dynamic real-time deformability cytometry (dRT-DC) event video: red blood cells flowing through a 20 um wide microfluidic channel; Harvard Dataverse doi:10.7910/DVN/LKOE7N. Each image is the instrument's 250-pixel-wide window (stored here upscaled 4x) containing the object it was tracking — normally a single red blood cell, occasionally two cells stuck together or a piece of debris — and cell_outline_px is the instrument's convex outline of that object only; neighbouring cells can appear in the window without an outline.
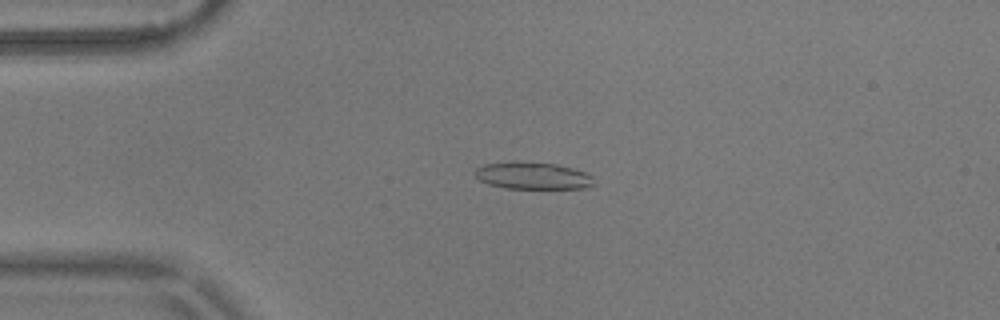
{"species": "common noctule bat (a hibernating species)", "species_latin": "Nyctalus noctula", "temperature_condition": "warm", "stored_images_in_passage": 4, "camera_frame_rate_fps": 3000, "um_per_image_px": 0.085, "animal": {"sex": "male", "body_mass_g": 17.9}, "frame": {"image": 1, "passage_image": 3, "time_ms": 0.667, "image_size_px": [1000, 320], "cell_outline_px": [[596, 184], [584, 188], [504, 188], [488, 184], [480, 180], [476, 176], [476, 168], [484, 164], [516, 160], [556, 164], [572, 168], [584, 172], [592, 176]], "centroid_in_image_um": [45.28, 14.92], "position_along_channel_um": 39.7, "area_um2": 18.9}}